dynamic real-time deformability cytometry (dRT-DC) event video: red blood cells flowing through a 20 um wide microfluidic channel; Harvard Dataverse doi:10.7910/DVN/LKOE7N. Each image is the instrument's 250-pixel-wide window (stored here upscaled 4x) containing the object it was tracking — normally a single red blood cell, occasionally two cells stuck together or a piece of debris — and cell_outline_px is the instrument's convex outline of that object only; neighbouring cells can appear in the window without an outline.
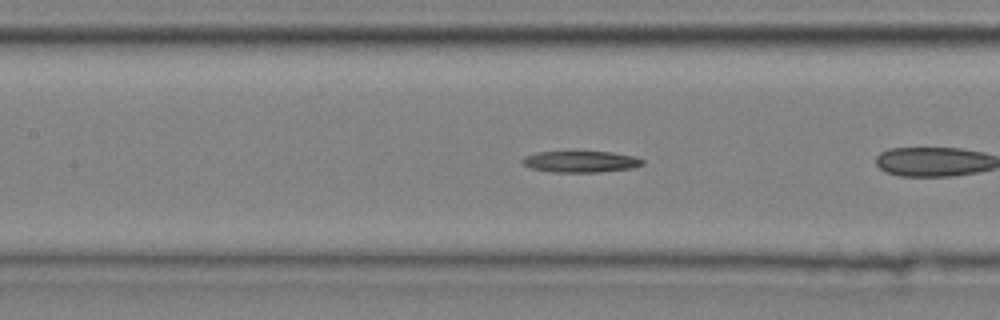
{"species": "common noctule bat (a hibernating species)", "species_latin": "Nyctalus noctula", "temperature_condition": "cold", "stored_images_in_passage": 26, "camera_frame_rate_fps": 3000, "um_per_image_px": 0.085, "animal": {"sex": "male", "body_mass_g": 20.4}, "frame": {"image": 1, "passage_image": 8, "time_ms": 2.333, "image_size_px": [1000, 320], "cell_outline_px": [[644, 164], [632, 168], [600, 172], [552, 172], [528, 168], [520, 160], [524, 156], [536, 152], [612, 152], [632, 156], [644, 160]], "centroid_in_image_um": [49.32, 13.74], "position_along_channel_um": 158.1, "area_um2": 14.97}}